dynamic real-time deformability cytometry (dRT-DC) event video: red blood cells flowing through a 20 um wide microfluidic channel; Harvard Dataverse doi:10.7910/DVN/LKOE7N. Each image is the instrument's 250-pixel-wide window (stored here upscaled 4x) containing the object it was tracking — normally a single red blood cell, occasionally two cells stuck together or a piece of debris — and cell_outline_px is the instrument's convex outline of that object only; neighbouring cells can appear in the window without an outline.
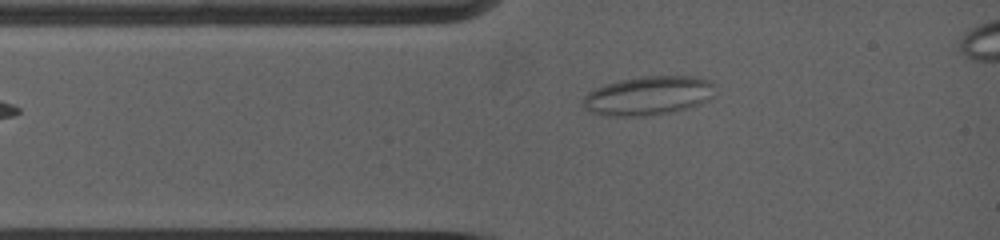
{"species": "common noctule bat (a hibernating species)", "species_latin": "Nyctalus noctula", "temperature_condition": "warm", "stored_images_in_passage": 60, "camera_frame_rate_fps": 5000, "um_per_image_px": 0.085, "animal": {"sex": "female", "body_mass_g": 19.0, "forearm_length_mm": 53.3}, "frame": {"image": 1, "passage_image": 1, "time_ms": 0.0, "image_size_px": [1000, 240], "cell_outline_px": [[716, 84], [712, 96], [708, 100], [700, 104], [688, 108], [672, 112], [652, 116], [612, 116], [588, 112], [580, 104], [580, 100], [588, 92], [604, 84], [620, 80], [640, 76], [696, 76], [708, 80]], "centroid_in_image_um": [55.08, 8.14], "position_along_channel_um": 29.9, "area_um2": 30.52}}
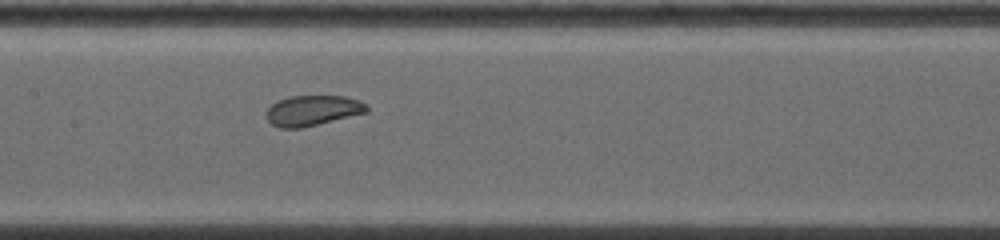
{"frame": {"image": 2, "passage_image": 22, "time_ms": 4.0, "image_size_px": [1000, 240], "cell_outline_px": [[368, 112], [300, 128], [280, 128], [272, 124], [268, 120], [268, 108], [276, 100], [288, 96], [344, 96], [368, 104]], "centroid_in_image_um": [26.57, 9.38], "position_along_channel_um": 180.8, "area_um2": 17.57}}
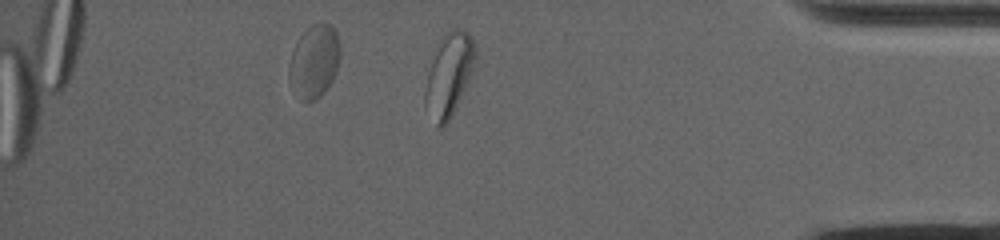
{"frame": {"image": 3, "passage_image": 53, "time_ms": 10.4, "image_size_px": [1000, 240], "cell_outline_px": [[476, 60], [472, 72], [452, 116], [440, 128], [436, 128], [424, 104], [424, 92], [428, 72], [432, 60], [444, 32], [452, 28], [460, 28], [468, 32], [472, 36], [476, 52]], "centroid_in_image_um": [38.17, 6.34], "position_along_channel_um": 397.0, "area_um2": 24.22}, "authors_computed_cell_mechanics": {"area_um2": 18.9295, "velocity_mm_per_s": 3.9088, "shape_relaxation_time_tau1_ms": null, "shape_relaxation_time_tau2_ms": 1.9164, "deformation_change_tau1": null, "deformation_change_tau2": 0.074}}